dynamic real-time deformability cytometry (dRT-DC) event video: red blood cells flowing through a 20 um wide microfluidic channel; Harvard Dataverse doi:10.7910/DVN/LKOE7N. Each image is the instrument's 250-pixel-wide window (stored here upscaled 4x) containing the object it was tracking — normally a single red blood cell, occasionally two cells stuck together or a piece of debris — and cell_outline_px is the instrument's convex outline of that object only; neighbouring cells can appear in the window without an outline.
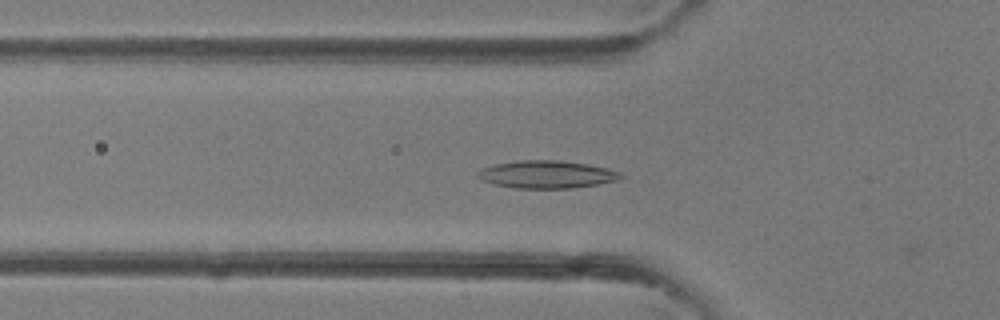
{"species": "common noctule bat (a hibernating species)", "species_latin": "Nyctalus noctula", "temperature_condition": "room temperature", "stored_images_in_passage": 39, "camera_frame_rate_fps": 3000, "um_per_image_px": 0.085, "animal": {"sex": "female"}, "frame": {"image": 1, "passage_image": 13, "time_ms": 4.0, "image_size_px": [1000, 320], "cell_outline_px": [[624, 176], [616, 180], [600, 184], [572, 188], [516, 188], [492, 184], [480, 180], [476, 176], [476, 172], [480, 168], [496, 164], [520, 160], [560, 160], [588, 164], [620, 172]], "centroid_in_image_um": [46.41, 14.83], "position_along_channel_um": 79.4, "area_um2": 23.12}}
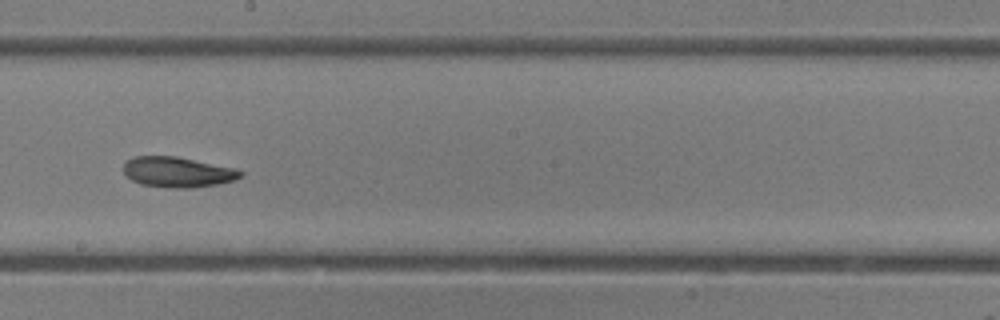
{"frame": {"image": 2, "passage_image": 22, "time_ms": 7.0, "image_size_px": [1000, 320], "cell_outline_px": [[244, 176], [220, 184], [192, 188], [168, 188], [140, 184], [132, 180], [124, 172], [124, 164], [132, 156], [176, 156], [236, 168], [244, 172]], "centroid_in_image_um": [15.13, 14.63], "position_along_channel_um": 233.1, "area_um2": 20.87}}
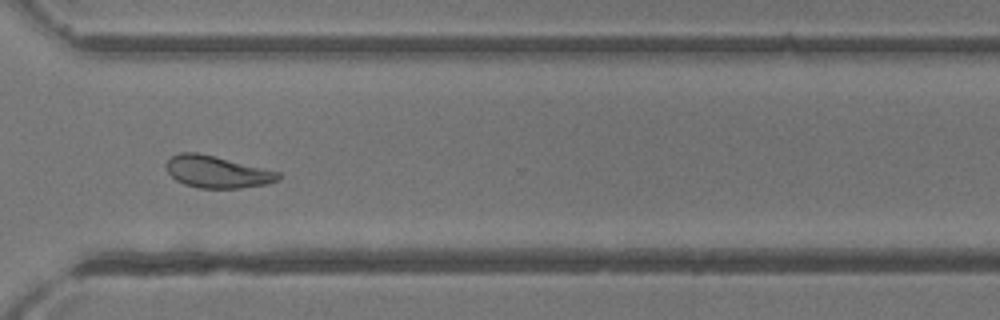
{"frame": {"image": 3, "passage_image": 29, "time_ms": 9.333, "image_size_px": [1000, 320], "cell_outline_px": [[284, 176], [280, 180], [268, 184], [240, 188], [200, 188], [184, 184], [176, 180], [168, 172], [168, 160], [172, 156], [180, 152], [196, 152], [280, 172]], "centroid_in_image_um": [18.51, 14.62], "position_along_channel_um": 352.1, "area_um2": 20.69}}